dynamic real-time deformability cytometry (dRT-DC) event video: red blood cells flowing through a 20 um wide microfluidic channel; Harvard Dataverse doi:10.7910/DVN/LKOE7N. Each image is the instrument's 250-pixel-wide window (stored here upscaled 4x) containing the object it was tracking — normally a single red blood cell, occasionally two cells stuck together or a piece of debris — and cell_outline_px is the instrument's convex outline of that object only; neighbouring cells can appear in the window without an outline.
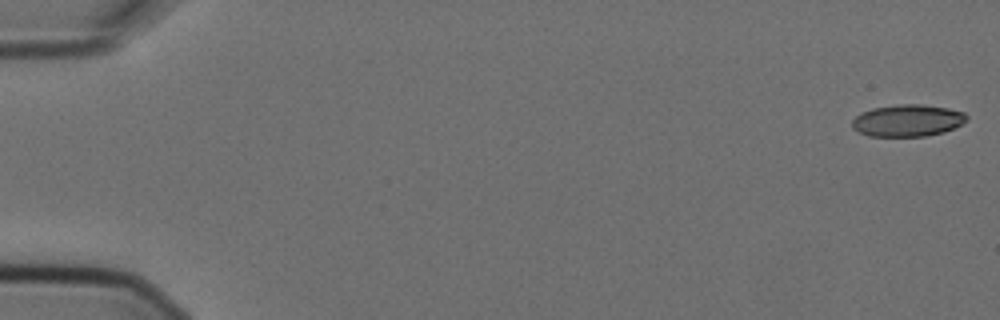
{"species": "Egyptian fruit bat (a non-hibernating species)", "species_latin": "Rousettus aegyptiacus", "temperature_condition": "cold", "stored_images_in_passage": 15, "segment_of_instrument_passage": [1, 2], "camera_frame_rate_fps": 3000, "um_per_image_px": 0.085, "animal": {"sex": "female"}, "frame": {"image": 1, "passage_image": 1, "time_ms": 0.0, "image_size_px": [1000, 320], "cell_outline_px": [[968, 120], [944, 132], [924, 136], [868, 136], [852, 128], [852, 120], [860, 112], [872, 108], [896, 104], [924, 104], [948, 108], [964, 112], [968, 116]], "centroid_in_image_um": [77.13, 10.23], "position_along_channel_um": 7.9, "area_um2": 21.44}}
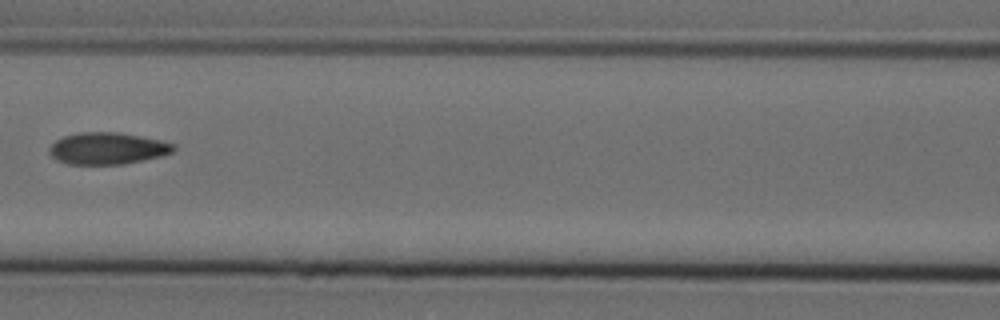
{"frame": {"image": 2, "passage_image": 7, "time_ms": 2.0, "image_size_px": [1000, 320], "cell_outline_px": [[176, 148], [172, 152], [160, 156], [124, 164], [68, 164], [56, 160], [48, 152], [48, 148], [56, 140], [64, 136], [80, 132], [120, 132], [160, 140], [176, 144]], "centroid_in_image_um": [9.12, 12.61], "position_along_channel_um": 157.5, "area_um2": 23.06}}
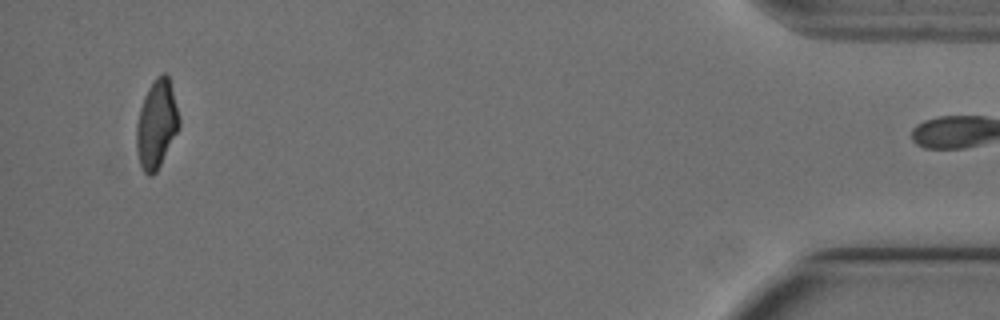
{"frame": {"image": 3, "passage_image": 14, "time_ms": 4.333, "image_size_px": [1000, 320], "cell_outline_px": [[180, 128], [156, 172], [152, 176], [148, 176], [144, 172], [140, 164], [136, 148], [136, 124], [140, 108], [144, 96], [148, 88], [156, 76], [164, 72], [168, 76], [180, 120]], "centroid_in_image_um": [13.3, 10.57], "position_along_channel_um": 421.9, "area_um2": 21.91}}